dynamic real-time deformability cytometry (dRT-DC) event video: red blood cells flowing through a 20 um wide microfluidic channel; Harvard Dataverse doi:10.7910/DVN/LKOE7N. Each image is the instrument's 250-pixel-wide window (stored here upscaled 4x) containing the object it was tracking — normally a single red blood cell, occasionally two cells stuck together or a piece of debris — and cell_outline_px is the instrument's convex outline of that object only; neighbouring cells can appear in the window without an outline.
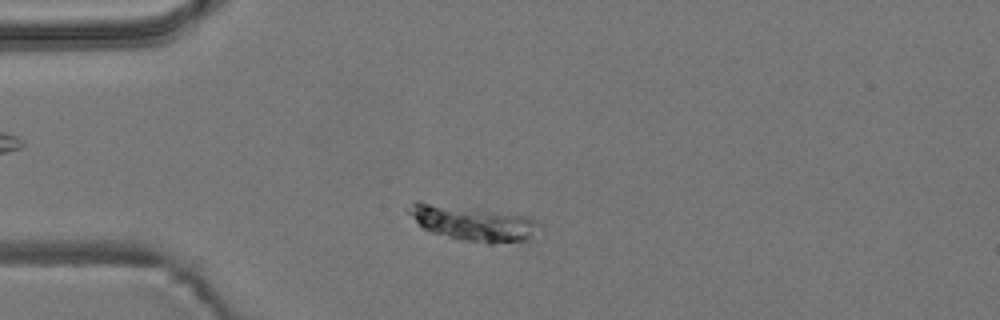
{"species": "common noctule bat (a hibernating species)", "species_latin": "Nyctalus noctula", "temperature_condition": "room temperature", "stored_images_in_passage": 49, "camera_frame_rate_fps": 3000, "um_per_image_px": 0.085, "animal": {"sex": "male", "body_mass_g": 19.2, "forearm_length_mm": 51.8}, "frame": {"image": 1, "passage_image": 7, "time_ms": 2.0, "image_size_px": [1000, 320], "cell_outline_px": [[544, 224], [528, 240], [492, 244], [488, 244], [460, 240], [432, 232], [424, 228], [408, 212], [412, 204], [416, 200], [528, 216]], "centroid_in_image_um": [40.27, 18.98], "position_along_channel_um": 44.7, "area_um2": 26.65}}
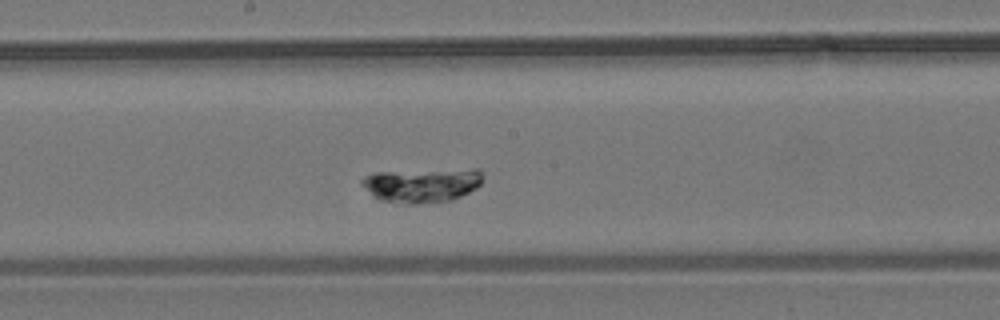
{"frame": {"image": 2, "passage_image": 23, "time_ms": 7.333, "image_size_px": [1000, 320], "cell_outline_px": [[480, 184], [476, 188], [452, 200], [412, 204], [396, 204], [380, 200], [360, 184], [360, 180], [364, 176], [372, 172], [472, 168], [480, 168]], "centroid_in_image_um": [35.82, 15.72], "position_along_channel_um": 212.4, "area_um2": 24.33}}
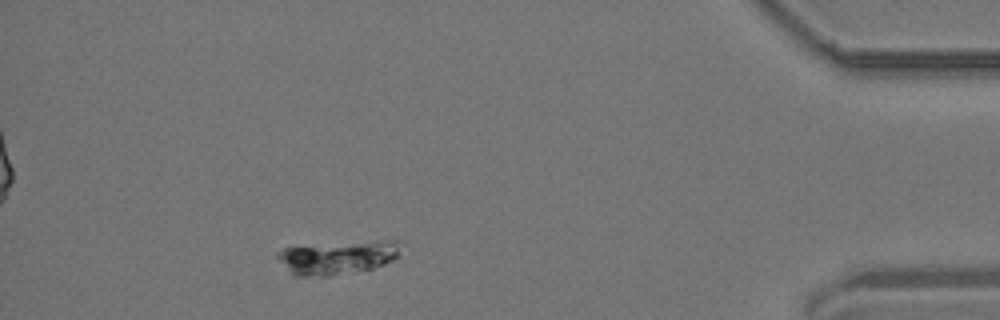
{"frame": {"image": 3, "passage_image": 44, "time_ms": 14.333, "image_size_px": [1000, 320], "cell_outline_px": [[396, 256], [392, 260], [384, 264], [372, 268], [352, 272], [328, 276], [296, 276], [276, 256], [276, 252], [284, 248], [392, 240], [396, 240]], "centroid_in_image_um": [28.65, 21.91], "position_along_channel_um": 406.5, "area_um2": 22.66}}